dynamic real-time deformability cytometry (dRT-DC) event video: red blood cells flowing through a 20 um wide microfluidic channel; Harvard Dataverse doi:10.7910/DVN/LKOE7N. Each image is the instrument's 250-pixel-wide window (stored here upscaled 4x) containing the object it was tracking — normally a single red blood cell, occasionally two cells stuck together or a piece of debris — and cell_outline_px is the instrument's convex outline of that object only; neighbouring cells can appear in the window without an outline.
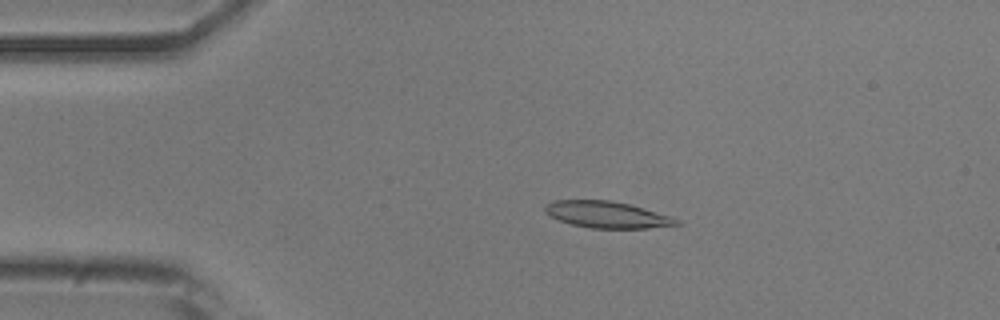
{"species": "common noctule bat (a hibernating species)", "species_latin": "Nyctalus noctula", "temperature_condition": "room temperature", "stored_images_in_passage": 51, "camera_frame_rate_fps": 3000, "um_per_image_px": 0.085, "animal": {"sex": "male", "body_mass_g": 20.5, "forearm_length_mm": 52.5}, "frame": {"image": 1, "passage_image": 9, "time_ms": 2.667, "image_size_px": [1000, 320], "cell_outline_px": [[680, 224], [648, 228], [592, 228], [572, 224], [548, 216], [544, 212], [544, 208], [552, 200], [608, 200], [628, 204], [668, 216], [680, 220]], "centroid_in_image_um": [51.53, 18.24], "position_along_channel_um": 33.5, "area_um2": 20.0}}
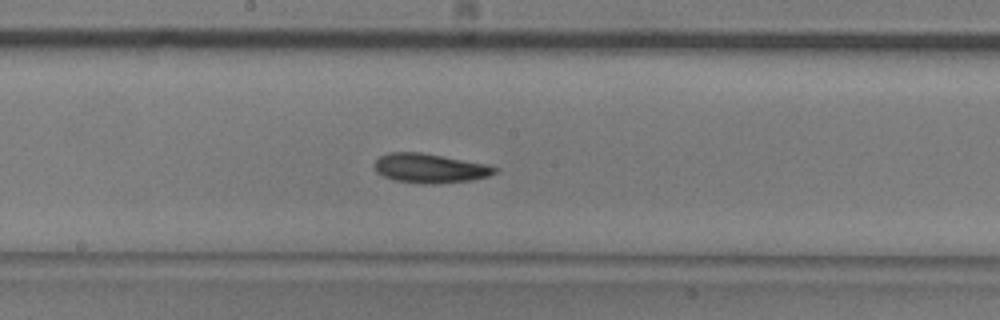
{"frame": {"image": 2, "passage_image": 26, "time_ms": 8.333, "image_size_px": [1000, 320], "cell_outline_px": [[496, 172], [488, 176], [472, 180], [432, 184], [420, 184], [396, 180], [384, 176], [376, 172], [372, 164], [380, 156], [388, 152], [420, 152], [488, 164], [496, 168]], "centroid_in_image_um": [36.5, 14.3], "position_along_channel_um": 211.7, "area_um2": 20.58}}
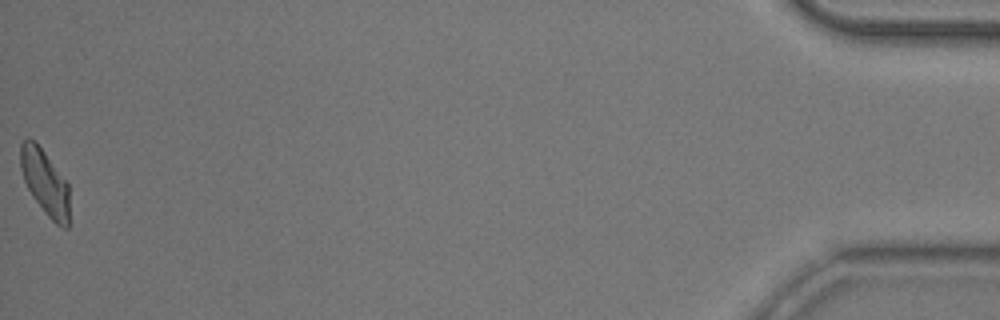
{"frame": {"image": 3, "passage_image": 51, "time_ms": 16.667, "image_size_px": [1000, 320], "cell_outline_px": [[68, 228], [64, 228], [56, 224], [44, 212], [32, 196], [24, 180], [20, 168], [20, 144], [28, 136], [36, 140], [68, 184]], "centroid_in_image_um": [3.79, 15.45], "position_along_channel_um": 431.4, "area_um2": 18.61}, "authors_computed_cell_mechanics": {"area_um2": 19.8254, "velocity_mm_per_s": 3.8306, "shape_relaxation_time_tau1_ms": 4.1756, "shape_relaxation_time_tau2_ms": 6.5357, "deformation_change_tau1": 0.1345, "deformation_change_tau2": 0.1397}}